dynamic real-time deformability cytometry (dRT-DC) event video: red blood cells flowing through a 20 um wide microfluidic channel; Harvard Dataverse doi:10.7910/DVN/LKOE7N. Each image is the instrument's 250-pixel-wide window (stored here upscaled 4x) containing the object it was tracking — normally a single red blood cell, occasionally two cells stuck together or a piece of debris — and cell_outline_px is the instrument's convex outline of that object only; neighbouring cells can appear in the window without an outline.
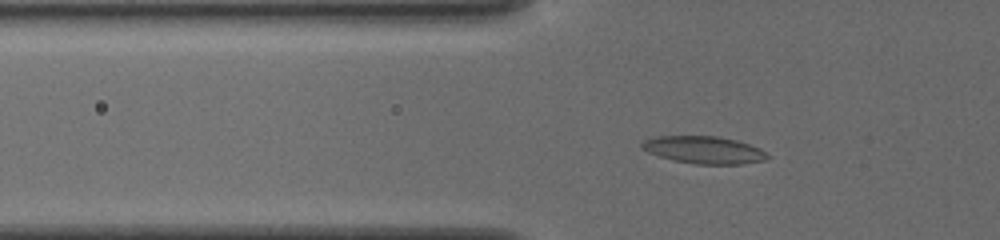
{"species": "common noctule bat (a hibernating species)", "species_latin": "Nyctalus noctula", "temperature_condition": "cold", "stored_images_in_passage": 49, "camera_frame_rate_fps": 3000, "um_per_image_px": 0.085, "animal": {"sex": "female", "body_mass_g": 19.5, "forearm_length_mm": 54.1}, "frame": {"image": 1, "passage_image": 14, "time_ms": 4.333, "image_size_px": [1000, 240], "cell_outline_px": [[772, 156], [764, 160], [744, 164], [696, 164], [672, 160], [648, 152], [640, 148], [640, 144], [644, 140], [652, 136], [716, 136], [736, 140], [760, 148]], "centroid_in_image_um": [59.82, 12.74], "position_along_channel_um": 66.0, "area_um2": 20.17}}
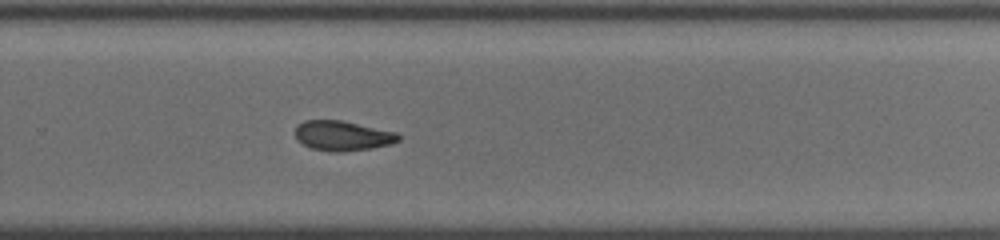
{"frame": {"image": 2, "passage_image": 33, "time_ms": 10.667, "image_size_px": [1000, 240], "cell_outline_px": [[400, 140], [392, 144], [372, 148], [344, 152], [328, 152], [308, 148], [296, 140], [296, 124], [304, 120], [340, 120], [396, 132], [400, 136]], "centroid_in_image_um": [29.08, 11.55], "position_along_channel_um": 300.7, "area_um2": 18.26}}
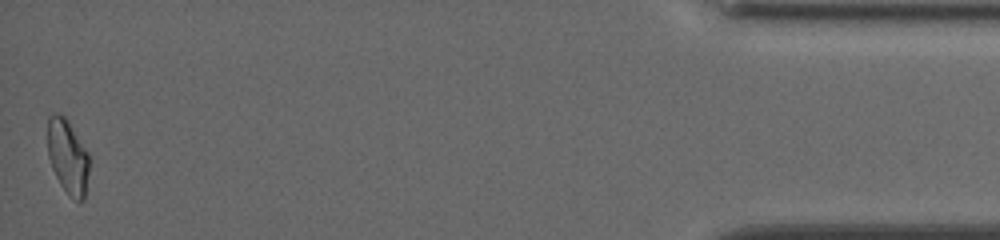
{"frame": {"image": 3, "passage_image": 49, "time_ms": 16.0, "image_size_px": [1000, 240], "cell_outline_px": [[88, 172], [84, 200], [80, 204], [72, 200], [68, 196], [60, 184], [52, 168], [48, 156], [48, 116], [52, 112], [56, 112], [64, 116], [88, 152]], "centroid_in_image_um": [5.75, 13.36], "position_along_channel_um": 429.5, "area_um2": 18.09}, "authors_computed_cell_mechanics": {"area_um2": 18.496, "velocity_mm_per_s": 3.8162, "shape_relaxation_time_tau1_ms": null, "shape_relaxation_time_tau2_ms": 3.2989, "deformation_change_tau1": null, "deformation_change_tau2": 0.0932}}